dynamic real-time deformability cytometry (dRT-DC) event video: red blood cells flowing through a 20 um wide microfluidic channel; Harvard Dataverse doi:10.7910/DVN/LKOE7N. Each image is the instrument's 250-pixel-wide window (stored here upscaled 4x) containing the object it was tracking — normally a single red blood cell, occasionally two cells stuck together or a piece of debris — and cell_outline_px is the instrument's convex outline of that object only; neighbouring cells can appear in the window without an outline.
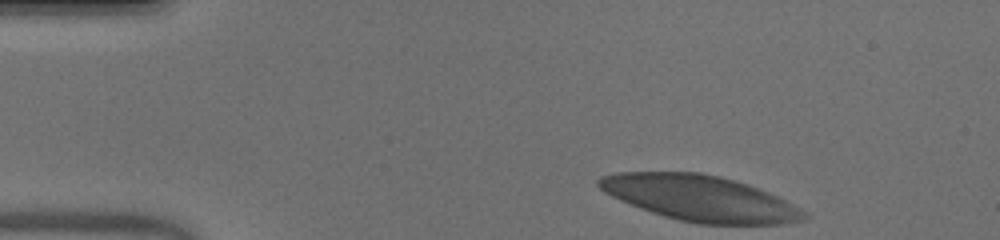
{"species": "human", "species_latin": "Homo sapiens", "temperature_condition": "warm", "stored_images_in_passage": 47, "camera_frame_rate_fps": 3000, "um_per_image_px": 0.085, "donor": {"sex": "male"}, "frame": {"image": 1, "passage_image": 1, "time_ms": 0.0, "image_size_px": [1000, 240], "cell_outline_px": [[808, 216], [804, 220], [780, 224], [700, 224], [680, 220], [664, 216], [640, 208], [612, 196], [604, 192], [596, 184], [596, 180], [600, 176], [620, 172], [700, 172], [720, 176], [768, 192], [784, 200], [804, 212]], "centroid_in_image_um": [59.45, 16.84], "position_along_channel_um": 25.6, "area_um2": 53.99}}
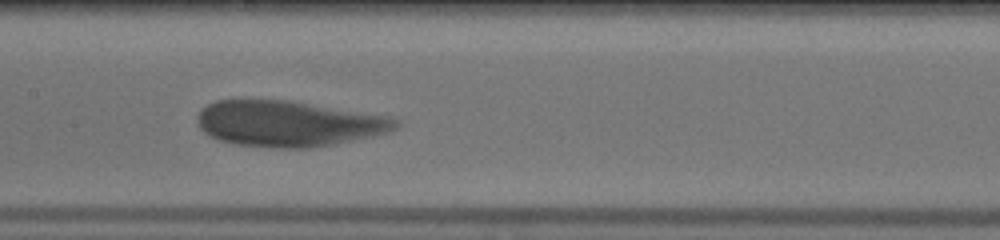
{"frame": {"image": 2, "passage_image": 20, "time_ms": 6.333, "image_size_px": [1000, 240], "cell_outline_px": [[400, 124], [396, 128], [384, 132], [368, 136], [332, 144], [308, 148], [280, 148], [236, 144], [220, 140], [204, 132], [200, 128], [196, 120], [196, 116], [208, 104], [216, 100], [288, 100], [388, 116], [396, 120]], "centroid_in_image_um": [24.46, 10.5], "position_along_channel_um": 182.9, "area_um2": 52.14}}
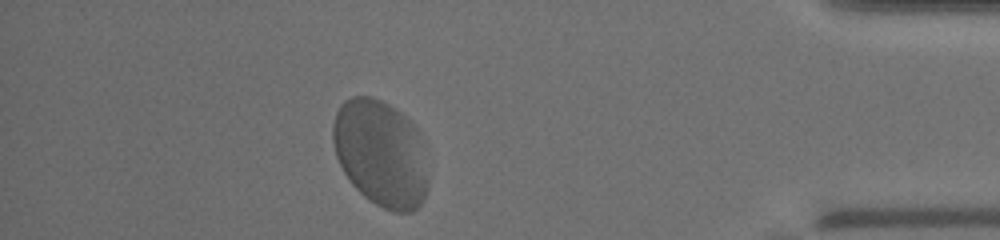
{"frame": {"image": 3, "passage_image": 41, "time_ms": 13.333, "image_size_px": [1000, 240], "cell_outline_px": [[428, 188], [420, 204], [412, 212], [396, 212], [384, 208], [376, 204], [364, 196], [352, 184], [344, 172], [336, 156], [332, 140], [332, 128], [336, 112], [340, 104], [344, 100], [352, 96], [372, 96], [396, 108], [412, 124], [416, 132], [428, 180]], "centroid_in_image_um": [32.3, 13.03], "position_along_channel_um": 402.9, "area_um2": 58.44}}